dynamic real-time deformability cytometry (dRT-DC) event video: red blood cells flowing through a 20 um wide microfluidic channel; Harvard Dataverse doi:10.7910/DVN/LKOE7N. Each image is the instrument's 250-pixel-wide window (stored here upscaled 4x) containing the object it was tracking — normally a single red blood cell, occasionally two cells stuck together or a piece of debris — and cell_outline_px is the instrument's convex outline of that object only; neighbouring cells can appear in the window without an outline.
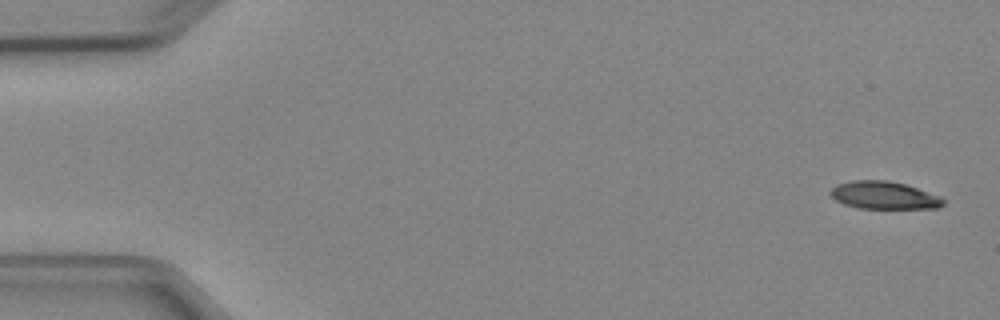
{"species": "Egyptian fruit bat (a non-hibernating species)", "species_latin": "Rousettus aegyptiacus", "temperature_condition": "cold", "stored_images_in_passage": 8, "camera_frame_rate_fps": 3000, "um_per_image_px": 0.085, "animal": {"sex": "female"}, "frame": {"image": 1, "passage_image": 1, "time_ms": 0.0, "image_size_px": [1000, 320], "cell_outline_px": [[944, 204], [940, 208], [860, 208], [844, 204], [836, 200], [828, 192], [836, 184], [852, 180], [888, 180], [904, 184], [940, 196], [944, 200]], "centroid_in_image_um": [75.12, 16.59], "position_along_channel_um": 9.9, "area_um2": 18.09}}